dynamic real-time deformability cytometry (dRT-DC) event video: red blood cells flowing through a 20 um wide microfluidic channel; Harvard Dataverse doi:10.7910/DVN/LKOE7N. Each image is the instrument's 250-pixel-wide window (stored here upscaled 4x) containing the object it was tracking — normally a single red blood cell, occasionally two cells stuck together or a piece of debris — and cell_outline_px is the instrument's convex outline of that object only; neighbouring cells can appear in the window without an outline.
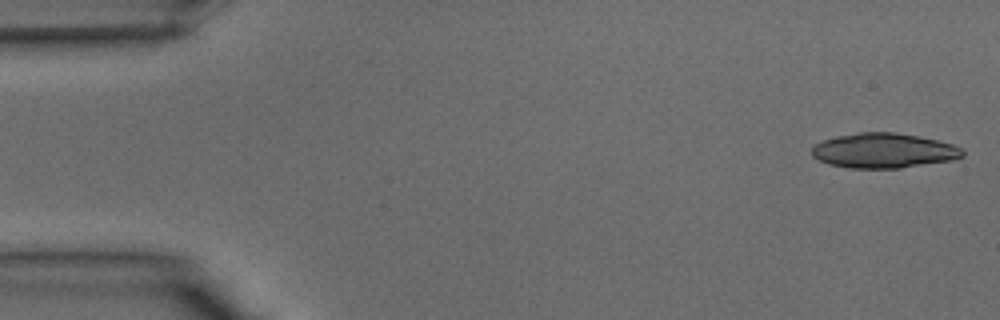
{"species": "common noctule bat (a hibernating species)", "species_latin": "Nyctalus noctula", "temperature_condition": "warm", "stored_images_in_passage": 11, "camera_frame_rate_fps": 3000, "um_per_image_px": 0.085, "animal": {"sex": "male", "body_mass_g": 15.6}, "frame": {"image": 1, "passage_image": 1, "time_ms": 0.0, "image_size_px": [1000, 320], "cell_outline_px": [[964, 156], [952, 160], [900, 168], [848, 168], [828, 164], [812, 156], [812, 148], [816, 144], [824, 140], [836, 136], [860, 132], [896, 132], [936, 140], [952, 144], [960, 148], [964, 152]], "centroid_in_image_um": [75.1, 12.81], "position_along_channel_um": 9.9, "area_um2": 30.46}}